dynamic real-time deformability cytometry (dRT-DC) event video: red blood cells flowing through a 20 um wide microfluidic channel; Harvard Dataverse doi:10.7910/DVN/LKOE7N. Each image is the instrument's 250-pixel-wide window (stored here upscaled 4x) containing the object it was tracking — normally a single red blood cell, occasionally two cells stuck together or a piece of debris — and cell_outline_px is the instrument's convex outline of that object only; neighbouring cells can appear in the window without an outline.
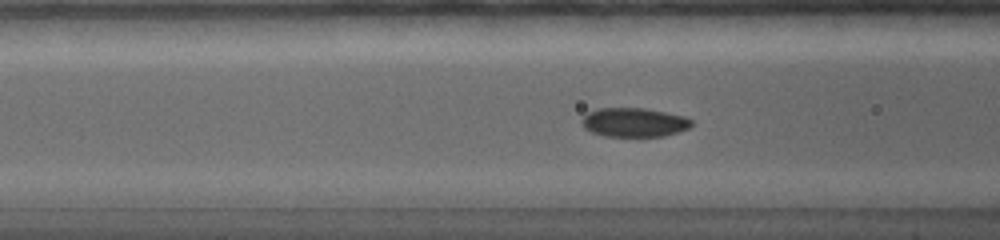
{"species": "common noctule bat (a hibernating species)", "species_latin": "Nyctalus noctula", "temperature_condition": "warm", "stored_images_in_passage": 81, "camera_frame_rate_fps": 5000, "um_per_image_px": 0.085, "animal": {"sex": "female", "body_mass_g": 19.0, "forearm_length_mm": 56.7}, "frame": {"image": 1, "passage_image": 27, "time_ms": 4.8, "image_size_px": [1000, 240], "cell_outline_px": [[692, 124], [688, 128], [664, 136], [604, 136], [592, 132], [584, 128], [580, 120], [588, 112], [596, 108], [644, 108], [684, 116], [692, 120]], "centroid_in_image_um": [53.86, 10.39], "position_along_channel_um": 112.7, "area_um2": 18.5}}
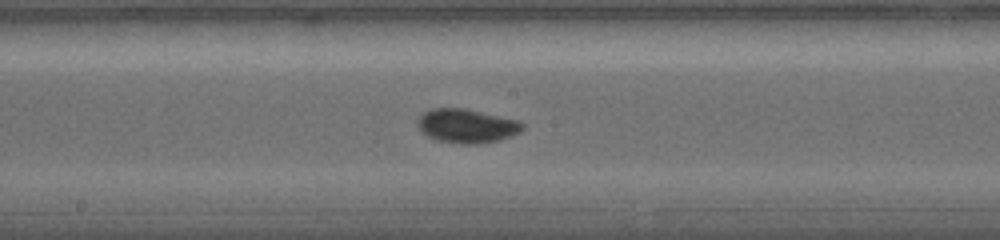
{"frame": {"image": 2, "passage_image": 43, "time_ms": 7.4, "image_size_px": [1000, 240], "cell_outline_px": [[524, 128], [520, 132], [512, 136], [500, 140], [480, 144], [460, 144], [436, 140], [420, 132], [416, 124], [416, 120], [424, 112], [432, 108], [464, 108], [516, 120], [524, 124]], "centroid_in_image_um": [39.64, 10.72], "position_along_channel_um": 208.6, "area_um2": 20.92}}
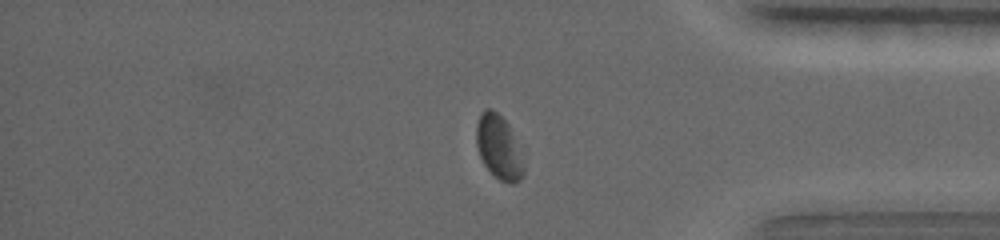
{"frame": {"image": 3, "passage_image": 69, "time_ms": 12.8, "image_size_px": [1000, 240], "cell_outline_px": [[524, 176], [520, 180], [512, 184], [508, 184], [500, 180], [484, 164], [480, 156], [476, 140], [476, 128], [480, 116], [488, 108], [496, 112], [504, 120], [524, 164]], "centroid_in_image_um": [42.38, 12.59], "position_along_channel_um": 392.8, "area_um2": 16.7}, "authors_computed_cell_mechanics": {"area_um2": 18.8428, "velocity_mm_per_s": 3.6977, "shape_relaxation_time_tau1_ms": 4.9642, "shape_relaxation_time_tau2_ms": 3.054, "deformation_change_tau1": 0.1238, "deformation_change_tau2": 0.0532}}